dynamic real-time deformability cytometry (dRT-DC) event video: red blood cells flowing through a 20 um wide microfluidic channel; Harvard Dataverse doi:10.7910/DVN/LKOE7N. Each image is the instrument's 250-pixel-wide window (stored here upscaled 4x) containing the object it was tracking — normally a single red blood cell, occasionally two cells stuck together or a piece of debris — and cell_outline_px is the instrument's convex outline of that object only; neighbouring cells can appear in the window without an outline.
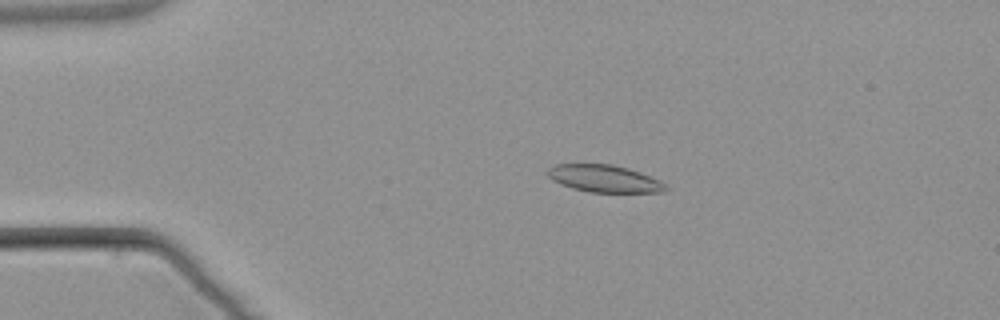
{"species": "common noctule bat (a hibernating species)", "species_latin": "Nyctalus noctula", "temperature_condition": "warm", "stored_images_in_passage": 6, "camera_frame_rate_fps": 3000, "um_per_image_px": 0.085, "animal": {"sex": "male", "body_mass_g": 21.5, "forearm_length_mm": 52.0}, "frame": {"image": 1, "passage_image": 4, "time_ms": 3.667, "image_size_px": [1000, 320], "cell_outline_px": [[668, 188], [664, 192], [588, 192], [572, 188], [560, 184], [552, 180], [544, 172], [552, 164], [612, 164], [628, 168], [640, 172], [660, 180]], "centroid_in_image_um": [51.32, 15.17], "position_along_channel_um": 33.7, "area_um2": 18.9}}
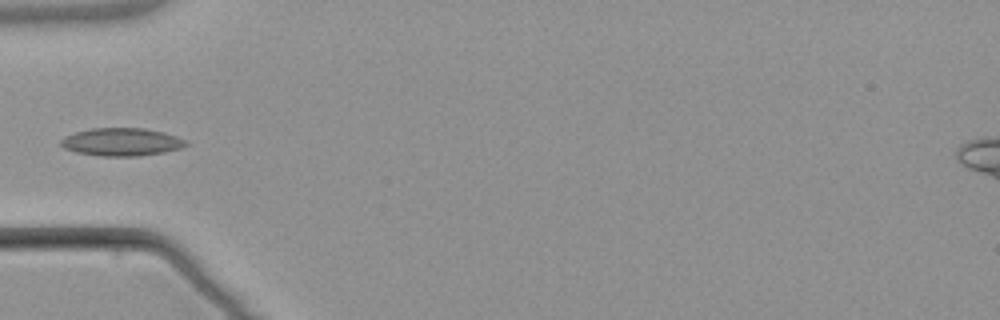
{"frame": {"image": 2, "passage_image": 6, "time_ms": 6.0, "image_size_px": [1000, 320], "cell_outline_px": [[188, 144], [180, 148], [164, 152], [140, 156], [100, 156], [76, 152], [64, 148], [60, 144], [60, 140], [64, 136], [76, 132], [92, 128], [144, 128], [164, 132], [188, 140]], "centroid_in_image_um": [10.34, 12.06], "position_along_channel_um": 74.7, "area_um2": 20.4}}